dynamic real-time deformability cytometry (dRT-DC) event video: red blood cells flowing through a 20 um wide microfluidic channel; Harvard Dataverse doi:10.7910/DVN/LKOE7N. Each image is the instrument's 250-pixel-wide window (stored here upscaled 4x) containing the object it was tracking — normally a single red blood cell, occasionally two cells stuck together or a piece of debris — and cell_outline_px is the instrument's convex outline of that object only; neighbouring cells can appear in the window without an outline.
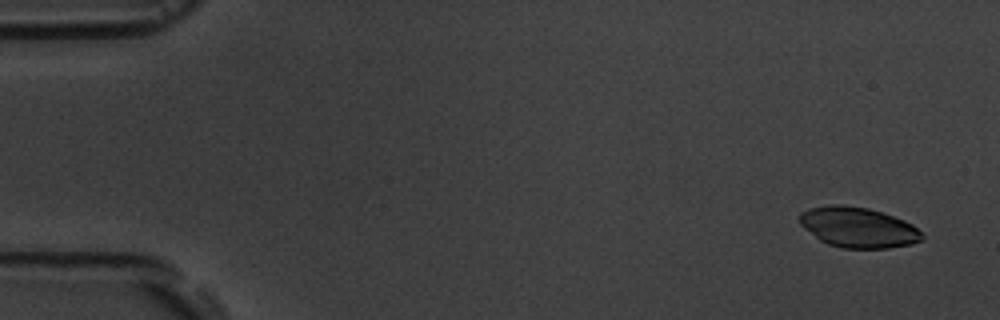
{"species": "common noctule bat (a hibernating species)", "species_latin": "Nyctalus noctula", "temperature_condition": "room temperature", "stored_images_in_passage": 4, "camera_frame_rate_fps": 3000, "um_per_image_px": 0.085, "animal": {"sex": "male", "body_mass_g": 19.5, "forearm_length_mm": 54.6}, "frame": {"image": 1, "passage_image": 1, "time_ms": 0.0, "image_size_px": [1000, 320], "cell_outline_px": [[924, 236], [920, 240], [912, 244], [888, 248], [844, 248], [828, 244], [820, 240], [804, 228], [800, 224], [800, 212], [808, 208], [828, 204], [844, 204], [868, 208], [904, 220], [912, 224]], "centroid_in_image_um": [72.91, 19.31], "position_along_channel_um": 12.1, "area_um2": 28.73}}
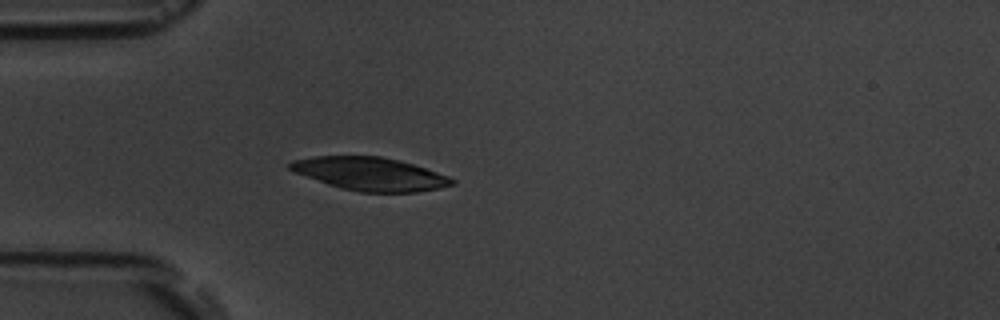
{"frame": {"image": 2, "passage_image": 4, "time_ms": 4.333, "image_size_px": [1000, 320], "cell_outline_px": [[456, 184], [440, 188], [416, 192], [360, 192], [340, 188], [292, 172], [288, 168], [288, 164], [292, 160], [312, 156], [380, 156], [400, 160], [448, 176], [456, 180]], "centroid_in_image_um": [31.43, 14.78], "position_along_channel_um": 53.6, "area_um2": 31.39}}